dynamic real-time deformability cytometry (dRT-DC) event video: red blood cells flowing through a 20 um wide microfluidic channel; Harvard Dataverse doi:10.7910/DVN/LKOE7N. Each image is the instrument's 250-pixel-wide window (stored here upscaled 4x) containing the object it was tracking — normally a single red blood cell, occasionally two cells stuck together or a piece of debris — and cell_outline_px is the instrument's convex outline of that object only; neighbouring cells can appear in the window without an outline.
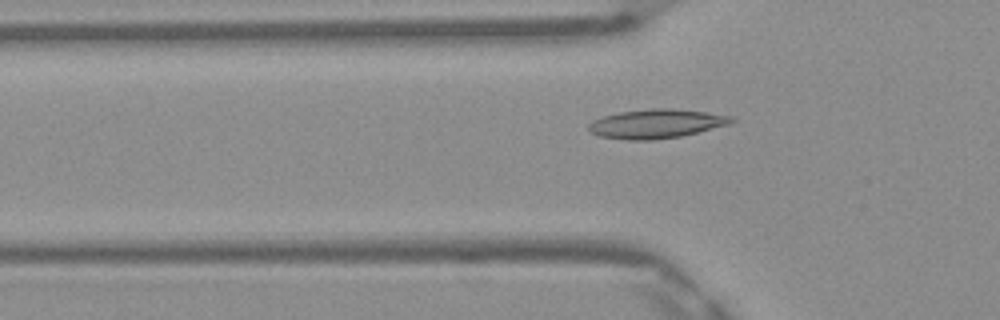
{"species": "Egyptian fruit bat (a non-hibernating species)", "species_latin": "Rousettus aegyptiacus", "temperature_condition": "warm", "stored_images_in_passage": 29, "camera_frame_rate_fps": 3000, "um_per_image_px": 0.085, "frame": {"image": 1, "passage_image": 2, "time_ms": 0.333, "image_size_px": [1000, 320], "cell_outline_px": [[736, 120], [732, 124], [680, 136], [652, 140], [628, 140], [600, 136], [588, 132], [588, 124], [592, 120], [604, 116], [620, 112], [652, 108], [672, 108], [704, 112], [732, 116]], "centroid_in_image_um": [55.78, 10.52], "position_along_channel_um": 70.0, "area_um2": 24.22}}
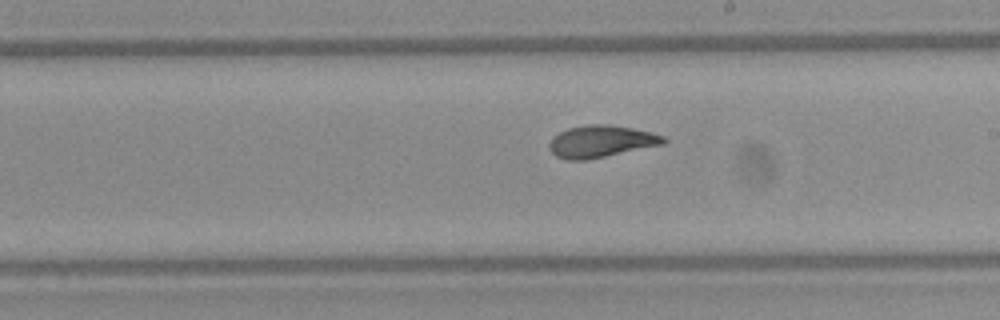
{"frame": {"image": 2, "passage_image": 14, "time_ms": 4.333, "image_size_px": [1000, 320], "cell_outline_px": [[668, 140], [664, 144], [588, 160], [568, 160], [556, 156], [548, 148], [548, 144], [552, 136], [568, 128], [588, 124], [608, 124], [632, 128], [652, 132], [664, 136]], "centroid_in_image_um": [51.08, 12.02], "position_along_channel_um": 237.9, "area_um2": 21.5}}
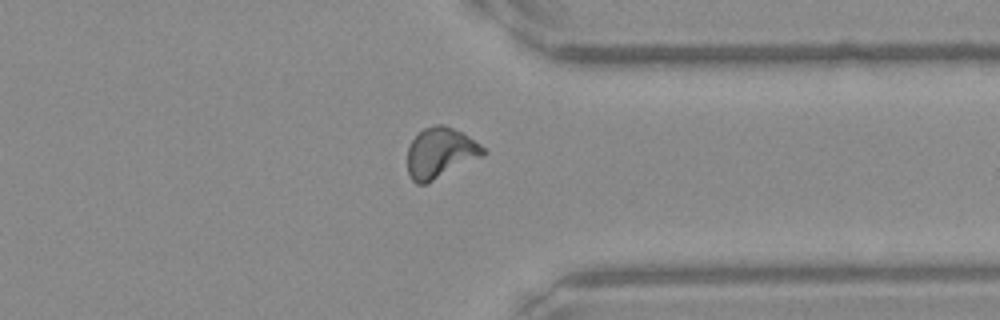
{"frame": {"image": 3, "passage_image": 24, "time_ms": 7.667, "image_size_px": [1000, 320], "cell_outline_px": [[488, 152], [484, 156], [428, 184], [416, 184], [412, 180], [408, 172], [408, 148], [412, 140], [424, 128], [436, 124], [444, 124], [468, 136], [480, 144]], "centroid_in_image_um": [37.45, 13.02], "position_along_channel_um": 374.0, "area_um2": 22.43}, "authors_computed_cell_mechanics": {"area_um2": 21.097, "velocity_mm_per_s": 4.1738, "shape_relaxation_time_tau1_ms": null, "shape_relaxation_time_tau2_ms": 1.0563, "deformation_change_tau1": null, "deformation_change_tau2": 0.0589}}